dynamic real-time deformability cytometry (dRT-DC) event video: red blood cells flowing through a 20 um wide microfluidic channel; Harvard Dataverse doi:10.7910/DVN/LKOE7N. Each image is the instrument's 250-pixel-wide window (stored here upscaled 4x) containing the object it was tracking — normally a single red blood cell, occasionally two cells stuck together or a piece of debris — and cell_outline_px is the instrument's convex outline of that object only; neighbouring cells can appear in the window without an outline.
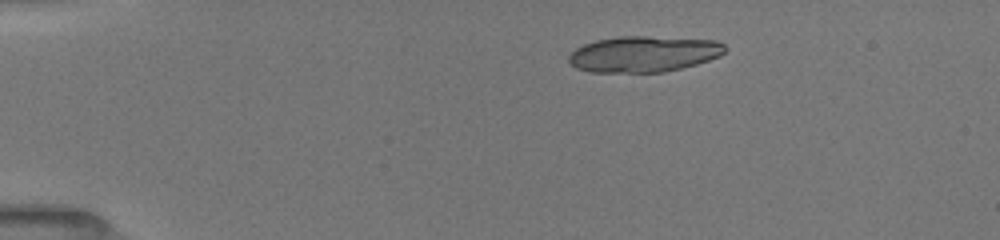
{"species": "common noctule bat (a hibernating species)", "species_latin": "Nyctalus noctula", "temperature_condition": "room temperature", "stored_images_in_passage": 42, "camera_frame_rate_fps": 3000, "um_per_image_px": 0.085, "animal": {"sex": "female", "body_mass_g": 19.5, "forearm_length_mm": 54.1}, "frame": {"image": 1, "passage_image": 1, "time_ms": 0.0, "image_size_px": [1000, 240], "cell_outline_px": [[728, 48], [720, 56], [696, 64], [664, 72], [588, 72], [576, 68], [568, 60], [568, 56], [576, 48], [584, 44], [596, 40], [616, 36], [648, 36], [716, 40], [724, 44]], "centroid_in_image_um": [54.71, 4.58], "position_along_channel_um": 30.3, "area_um2": 32.89}}
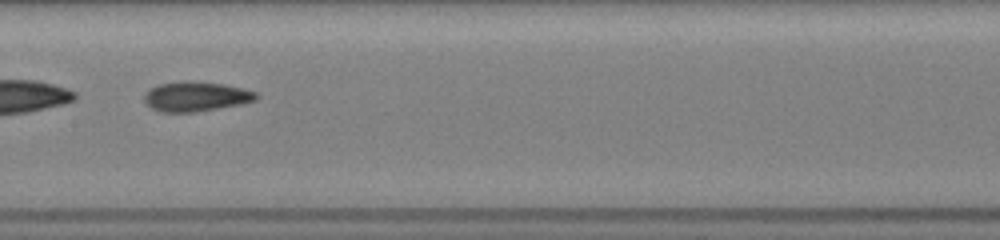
{"frame": {"image": 2, "passage_image": 19, "time_ms": 6.0, "image_size_px": [1000, 240], "cell_outline_px": [[260, 96], [256, 100], [240, 104], [192, 112], [160, 112], [152, 108], [144, 100], [144, 96], [152, 88], [160, 84], [180, 80], [188, 80], [224, 84], [256, 92]], "centroid_in_image_um": [16.66, 8.19], "position_along_channel_um": 190.7, "area_um2": 19.19}}
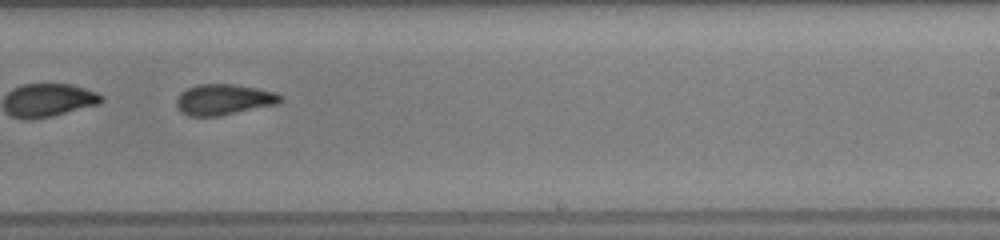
{"frame": {"image": 3, "passage_image": 25, "time_ms": 8.0, "image_size_px": [1000, 240], "cell_outline_px": [[284, 100], [280, 104], [220, 116], [188, 116], [180, 112], [176, 108], [176, 96], [180, 92], [188, 88], [200, 84], [232, 84], [256, 88], [276, 92], [284, 96]], "centroid_in_image_um": [19.04, 8.47], "position_along_channel_um": 270.0, "area_um2": 19.07}, "authors_computed_cell_mechanics": {"area_um2": 19.1029, "velocity_mm_per_s": 3.9917, "shape_relaxation_time_tau1_ms": 4.5031, "shape_relaxation_time_tau2_ms": 2.2891, "deformation_change_tau1": 0.1451, "deformation_change_tau2": 0.0991}}